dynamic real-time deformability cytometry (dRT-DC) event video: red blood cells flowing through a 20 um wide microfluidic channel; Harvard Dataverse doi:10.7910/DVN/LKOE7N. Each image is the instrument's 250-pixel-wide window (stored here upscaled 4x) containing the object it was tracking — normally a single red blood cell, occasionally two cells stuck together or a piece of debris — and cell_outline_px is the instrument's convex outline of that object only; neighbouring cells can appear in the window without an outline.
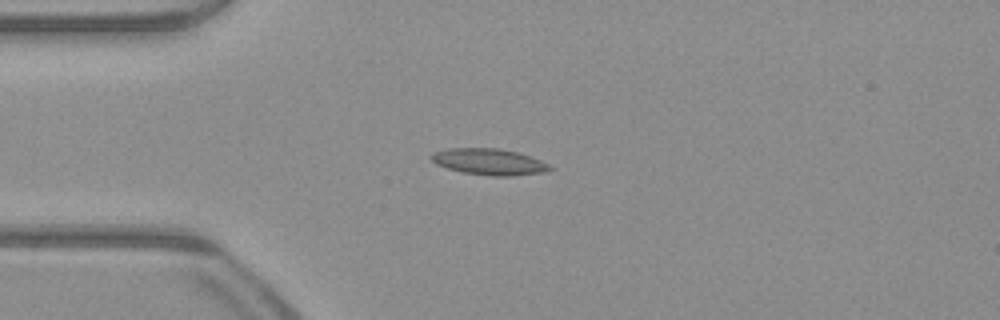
{"species": "common noctule bat (a hibernating species)", "species_latin": "Nyctalus noctula", "temperature_condition": "warm", "stored_images_in_passage": 50, "camera_frame_rate_fps": 3000, "um_per_image_px": 0.085, "animal": {"sex": "male", "body_mass_g": 23.1, "forearm_length_mm": 52.7}, "frame": {"image": 1, "passage_image": 12, "time_ms": 3.667, "image_size_px": [1000, 320], "cell_outline_px": [[556, 168], [540, 172], [512, 176], [492, 176], [464, 172], [448, 168], [436, 164], [428, 156], [432, 152], [448, 148], [496, 148], [516, 152], [540, 160]], "centroid_in_image_um": [41.53, 13.74], "position_along_channel_um": 43.5, "area_um2": 17.98}}
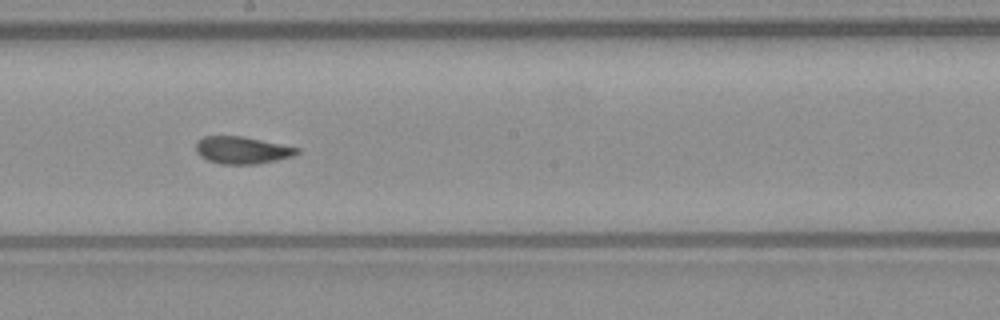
{"frame": {"image": 2, "passage_image": 27, "time_ms": 8.667, "image_size_px": [1000, 320], "cell_outline_px": [[300, 152], [292, 156], [276, 160], [256, 164], [220, 164], [208, 160], [200, 156], [196, 152], [196, 144], [204, 136], [240, 136], [300, 148]], "centroid_in_image_um": [20.57, 12.77], "position_along_channel_um": 227.6, "area_um2": 15.84}}
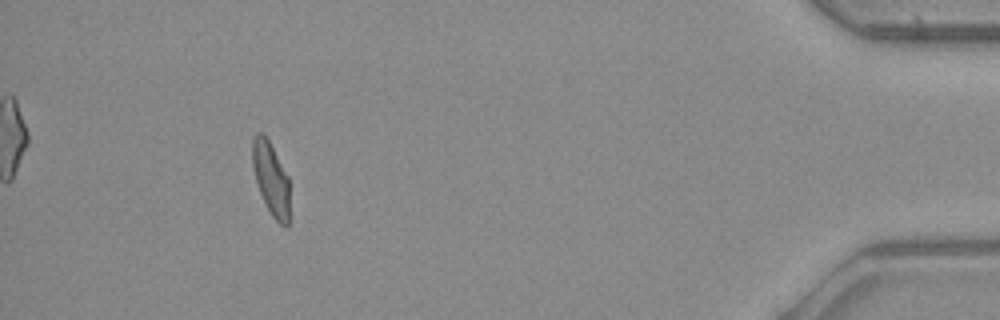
{"frame": {"image": 3, "passage_image": 46, "time_ms": 15.0, "image_size_px": [1000, 320], "cell_outline_px": [[288, 228], [284, 228], [272, 216], [260, 192], [256, 180], [252, 164], [252, 140], [256, 132], [264, 132], [288, 176]], "centroid_in_image_um": [23.01, 15.15], "position_along_channel_um": 412.2, "area_um2": 15.61}, "authors_computed_cell_mechanics": {"area_um2": 16.5308, "velocity_mm_per_s": 4.0261, "shape_relaxation_time_tau1_ms": null, "shape_relaxation_time_tau2_ms": 1.8996, "deformation_change_tau1": null, "deformation_change_tau2": 0.0695}}